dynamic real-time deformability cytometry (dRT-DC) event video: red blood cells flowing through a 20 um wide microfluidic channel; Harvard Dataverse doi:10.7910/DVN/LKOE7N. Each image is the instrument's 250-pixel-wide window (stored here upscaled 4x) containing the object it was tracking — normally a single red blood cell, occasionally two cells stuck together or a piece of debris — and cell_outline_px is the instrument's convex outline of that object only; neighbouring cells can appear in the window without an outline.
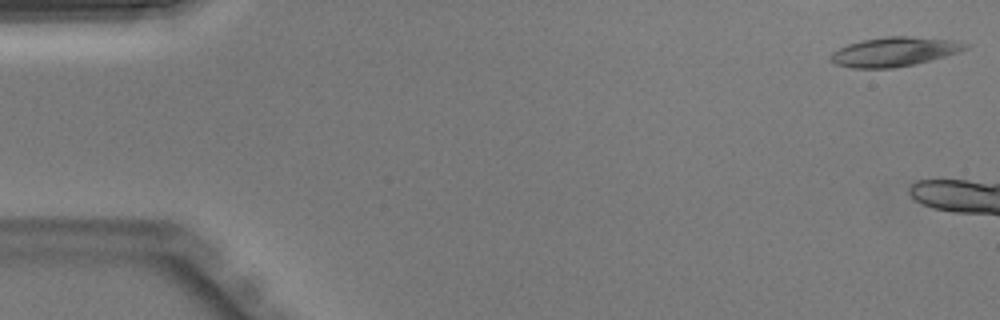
{"species": "Egyptian fruit bat (a non-hibernating species)", "species_latin": "Rousettus aegyptiacus", "temperature_condition": "warm", "stored_images_in_passage": 5, "camera_frame_rate_fps": 3000, "um_per_image_px": 0.085, "animal": {"sex": "male"}, "frame": {"image": 1, "passage_image": 1, "time_ms": 0.0, "image_size_px": [1000, 320], "cell_outline_px": [[972, 44], [968, 48], [960, 52], [912, 64], [892, 68], [852, 68], [836, 64], [832, 60], [832, 52], [848, 44], [864, 40], [888, 36], [908, 36], [952, 40]], "centroid_in_image_um": [76.06, 4.39], "position_along_channel_um": 8.9, "area_um2": 22.6}}